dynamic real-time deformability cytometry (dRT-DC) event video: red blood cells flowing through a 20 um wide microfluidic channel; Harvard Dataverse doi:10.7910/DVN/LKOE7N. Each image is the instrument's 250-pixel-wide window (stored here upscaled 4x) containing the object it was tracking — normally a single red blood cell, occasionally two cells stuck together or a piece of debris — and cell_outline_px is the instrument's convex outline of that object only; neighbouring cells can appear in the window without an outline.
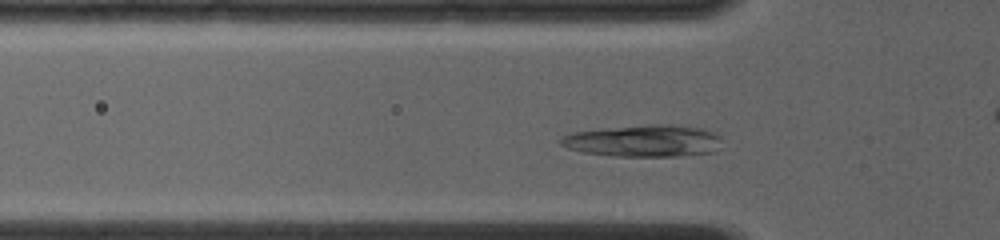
{"species": "common noctule bat (a hibernating species)", "species_latin": "Nyctalus noctula", "temperature_condition": "room temperature", "stored_images_in_passage": 34, "camera_frame_rate_fps": 4000, "um_per_image_px": 0.085, "animal": {"sex": "female", "body_mass_g": 19.0, "forearm_length_mm": 56.7}, "frame": {"image": 1, "passage_image": 6, "time_ms": 1.75, "image_size_px": [1000, 240], "cell_outline_px": [[720, 140], [712, 152], [680, 156], [616, 156], [580, 152], [568, 148], [560, 144], [560, 140], [564, 136], [572, 132], [604, 128], [648, 124], [668, 124], [704, 128], [720, 136]], "centroid_in_image_um": [54.68, 11.96], "position_along_channel_um": 71.1, "area_um2": 29.88}}
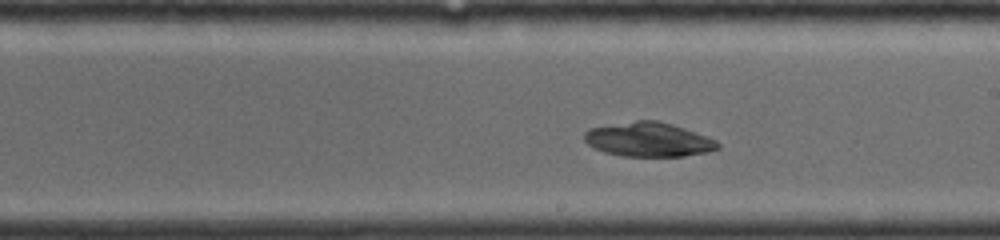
{"frame": {"image": 2, "passage_image": 18, "time_ms": 5.75, "image_size_px": [1000, 240], "cell_outline_px": [[720, 148], [708, 152], [684, 156], [624, 156], [604, 152], [588, 144], [584, 140], [584, 132], [588, 128], [636, 120], [656, 120], [672, 124], [708, 136], [716, 140], [720, 144]], "centroid_in_image_um": [55.14, 11.86], "position_along_channel_um": 233.9, "area_um2": 26.7}}
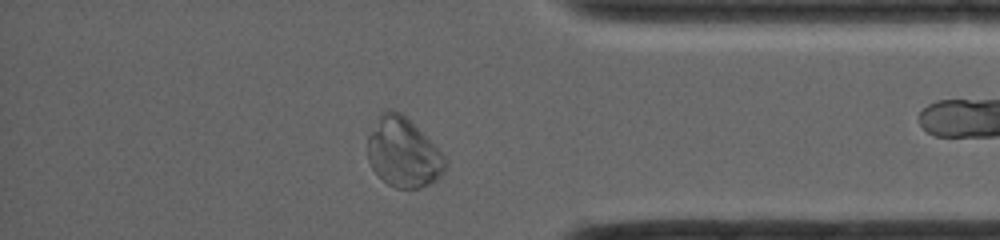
{"frame": {"image": 3, "passage_image": 31, "time_ms": 10.0, "image_size_px": [1000, 240], "cell_outline_px": [[448, 168], [436, 180], [420, 188], [396, 188], [388, 184], [372, 168], [368, 160], [368, 136], [380, 112], [384, 108], [392, 108], [400, 112], [448, 160]], "centroid_in_image_um": [34.26, 12.97], "position_along_channel_um": 400.9, "area_um2": 31.1}}